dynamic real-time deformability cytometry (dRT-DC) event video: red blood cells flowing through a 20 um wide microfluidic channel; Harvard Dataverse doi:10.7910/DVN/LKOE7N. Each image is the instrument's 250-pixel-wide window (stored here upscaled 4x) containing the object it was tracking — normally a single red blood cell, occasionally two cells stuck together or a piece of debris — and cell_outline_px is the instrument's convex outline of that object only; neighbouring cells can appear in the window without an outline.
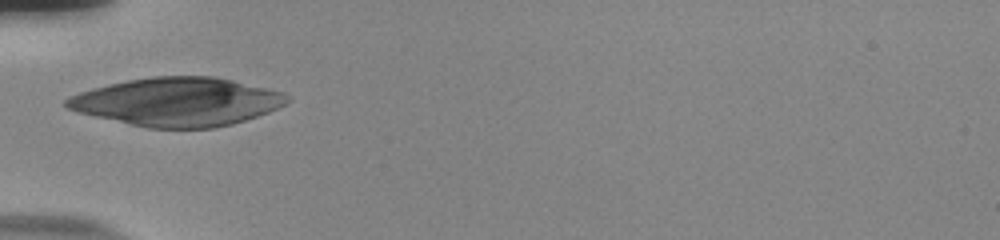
{"species": "human", "species_latin": "Homo sapiens", "temperature_condition": "room temperature", "stored_images_in_passage": 23, "camera_frame_rate_fps": 3000, "um_per_image_px": 0.085, "donor": {"sex": "male"}, "frame": {"image": 1, "passage_image": 1, "time_ms": 0.0, "image_size_px": [1000, 240], "cell_outline_px": [[292, 100], [268, 112], [232, 124], [212, 128], [148, 128], [76, 112], [68, 108], [64, 104], [64, 100], [68, 96], [92, 88], [108, 84], [128, 80], [152, 76], [212, 76], [232, 80], [284, 92], [292, 96]], "centroid_in_image_um": [15.07, 8.65], "position_along_channel_um": 69.9, "area_um2": 62.25}}
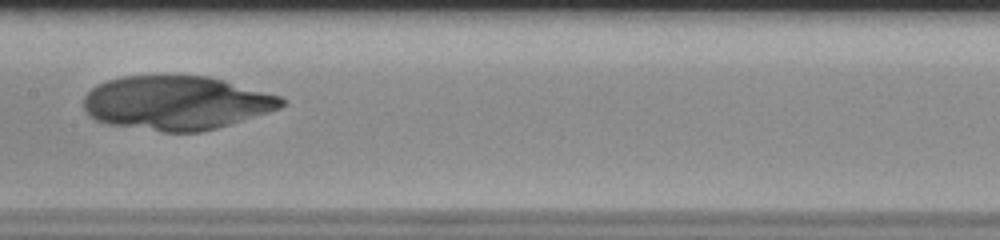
{"frame": {"image": 2, "passage_image": 11, "time_ms": 3.333, "image_size_px": [1000, 240], "cell_outline_px": [[284, 104], [280, 108], [268, 112], [216, 128], [200, 132], [164, 132], [108, 124], [96, 120], [84, 108], [84, 96], [96, 84], [120, 76], [208, 76], [224, 80], [280, 96], [284, 100]], "centroid_in_image_um": [14.97, 8.74], "position_along_channel_um": 192.4, "area_um2": 61.85}}
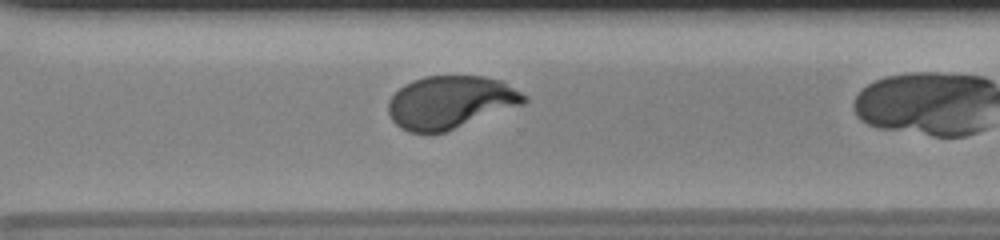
{"frame": {"image": 3, "passage_image": 19, "time_ms": 6.0, "image_size_px": [1000, 240], "cell_outline_px": [[528, 100], [524, 104], [444, 132], [428, 136], [408, 132], [400, 128], [392, 120], [388, 112], [388, 100], [404, 84], [412, 80], [424, 76], [484, 76], [500, 80], [528, 96]], "centroid_in_image_um": [38.25, 8.71], "position_along_channel_um": 332.3, "area_um2": 42.14}}